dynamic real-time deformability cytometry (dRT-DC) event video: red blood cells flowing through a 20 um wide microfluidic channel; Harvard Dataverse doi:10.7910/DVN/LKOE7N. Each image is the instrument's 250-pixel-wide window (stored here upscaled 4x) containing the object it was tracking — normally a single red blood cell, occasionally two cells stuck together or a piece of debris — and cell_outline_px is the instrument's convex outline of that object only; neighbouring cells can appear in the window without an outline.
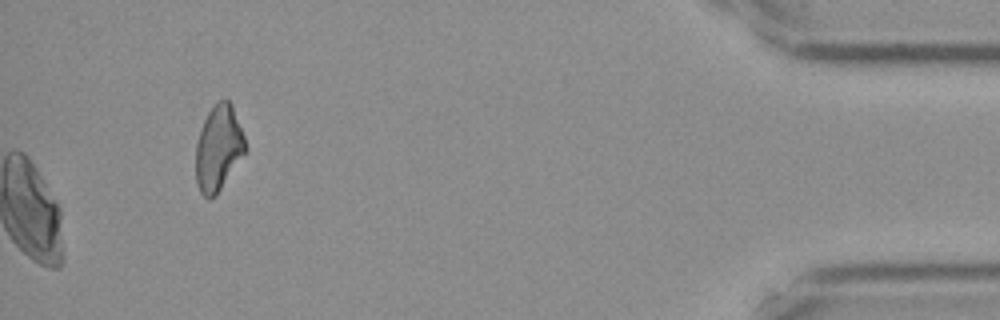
{"species": "Egyptian fruit bat (a non-hibernating species)", "species_latin": "Rousettus aegyptiacus", "temperature_condition": "cold", "stored_images_in_passage": 57, "camera_frame_rate_fps": 3000, "um_per_image_px": 0.085, "frame": {"image": 1, "passage_image": 57, "time_ms": 18.667, "image_size_px": [1000, 320], "cell_outline_px": [[248, 152], [216, 196], [208, 200], [200, 192], [196, 180], [196, 144], [200, 128], [208, 112], [216, 100], [228, 100], [232, 104], [244, 136], [248, 148]], "centroid_in_image_um": [18.59, 12.62], "position_along_channel_um": 416.6, "area_um2": 25.26}}